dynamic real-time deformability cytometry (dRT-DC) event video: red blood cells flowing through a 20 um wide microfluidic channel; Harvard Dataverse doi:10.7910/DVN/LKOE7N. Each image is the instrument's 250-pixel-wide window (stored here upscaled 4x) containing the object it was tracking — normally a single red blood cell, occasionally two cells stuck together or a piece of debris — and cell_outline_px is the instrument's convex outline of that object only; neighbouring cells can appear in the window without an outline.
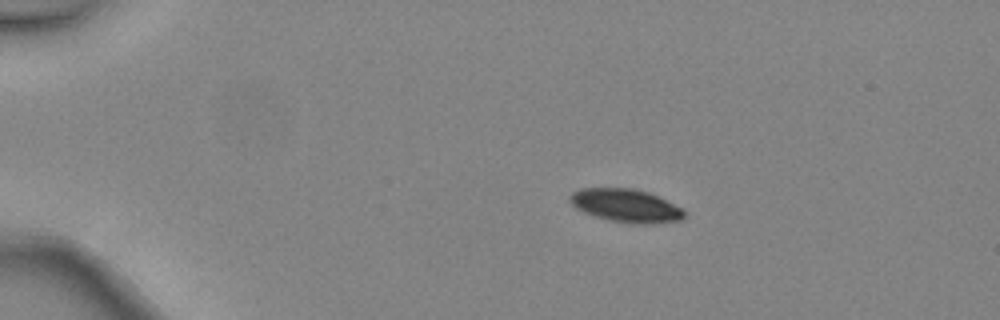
{"species": "common noctule bat (a hibernating species)", "species_latin": "Nyctalus noctula", "temperature_condition": "warm", "stored_images_in_passage": 3, "camera_frame_rate_fps": 3000, "um_per_image_px": 0.085, "animal": {"sex": "female", "body_mass_g": 24.6, "forearm_length_mm": 56.2}, "frame": {"image": 1, "passage_image": 1, "time_ms": 0.0, "image_size_px": [1000, 320], "cell_outline_px": [[688, 216], [680, 220], [652, 224], [632, 224], [608, 220], [584, 212], [576, 208], [568, 200], [568, 196], [572, 192], [580, 188], [632, 188], [648, 192], [680, 208]], "centroid_in_image_um": [53.16, 17.48], "position_along_channel_um": 31.8, "area_um2": 22.08}}